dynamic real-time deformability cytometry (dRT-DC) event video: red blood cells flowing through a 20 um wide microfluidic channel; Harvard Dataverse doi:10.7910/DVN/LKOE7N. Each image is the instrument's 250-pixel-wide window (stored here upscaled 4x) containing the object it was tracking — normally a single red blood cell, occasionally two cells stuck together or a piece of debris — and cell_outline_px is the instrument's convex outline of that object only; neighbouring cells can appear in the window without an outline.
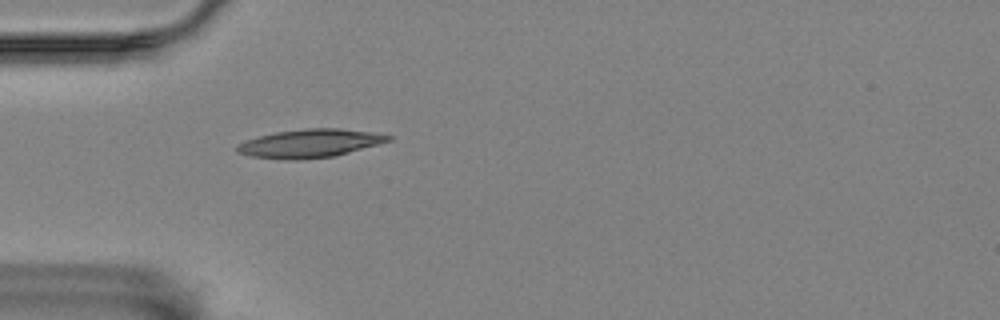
{"species": "Egyptian fruit bat (a non-hibernating species)", "species_latin": "Rousettus aegyptiacus", "temperature_condition": "room temperature", "stored_images_in_passage": 1, "camera_frame_rate_fps": 3000, "um_per_image_px": 0.085, "animal": {"sex": "female"}, "frame": {"image": 1, "passage_image": 1, "time_ms": 0.0, "image_size_px": [1000, 320], "cell_outline_px": [[392, 140], [336, 156], [296, 160], [288, 160], [252, 156], [236, 152], [236, 144], [244, 140], [276, 132], [304, 128], [340, 128], [372, 132], [392, 136]], "centroid_in_image_um": [26.32, 12.18], "position_along_channel_um": 58.7, "area_um2": 25.03}}